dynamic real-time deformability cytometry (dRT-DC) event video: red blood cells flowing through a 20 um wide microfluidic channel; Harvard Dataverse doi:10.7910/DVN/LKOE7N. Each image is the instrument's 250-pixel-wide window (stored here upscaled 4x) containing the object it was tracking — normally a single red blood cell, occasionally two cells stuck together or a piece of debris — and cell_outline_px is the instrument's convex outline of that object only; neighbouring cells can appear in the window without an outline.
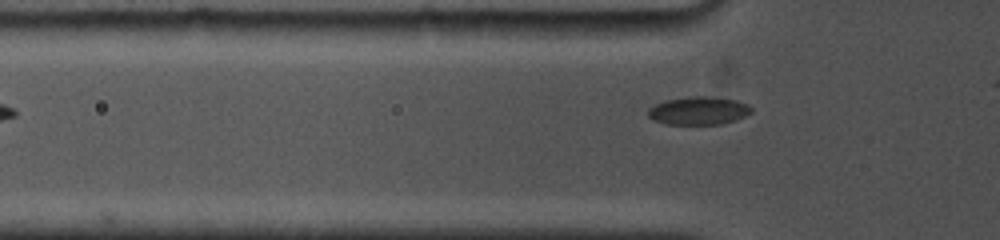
{"species": "common noctule bat (a hibernating species)", "species_latin": "Nyctalus noctula", "temperature_condition": "cold", "stored_images_in_passage": 6, "segment_of_instrument_passage": [2, 2], "camera_frame_rate_fps": 5000, "um_per_image_px": 0.085, "animal": {"sex": "female", "body_mass_g": 19.0, "forearm_length_mm": 53.3}, "frame": {"image": 1, "passage_image": 6, "time_ms": 4.6, "image_size_px": [1000, 240], "cell_outline_px": [[752, 112], [744, 116], [720, 124], [664, 124], [652, 120], [648, 116], [648, 108], [664, 100], [692, 96], [708, 96], [736, 100], [748, 104], [752, 108]], "centroid_in_image_um": [59.34, 9.4], "position_along_channel_um": 66.5, "area_um2": 16.88}}